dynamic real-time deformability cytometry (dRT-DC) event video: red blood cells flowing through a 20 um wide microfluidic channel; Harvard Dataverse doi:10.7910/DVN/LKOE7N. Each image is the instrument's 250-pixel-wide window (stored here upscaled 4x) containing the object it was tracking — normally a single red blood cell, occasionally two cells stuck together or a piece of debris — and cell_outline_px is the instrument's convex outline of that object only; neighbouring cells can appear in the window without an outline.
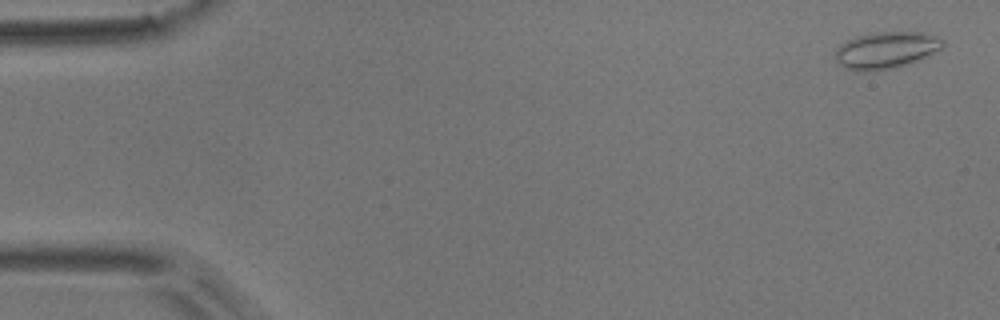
{"species": "common noctule bat (a hibernating species)", "species_latin": "Nyctalus noctula", "temperature_condition": "room temperature", "stored_images_in_passage": 43, "camera_frame_rate_fps": 3000, "um_per_image_px": 0.085, "animal": {"sex": "male", "body_mass_g": 17.9}, "frame": {"image": 1, "passage_image": 2, "time_ms": 0.333, "image_size_px": [1000, 320], "cell_outline_px": [[944, 44], [940, 48], [908, 64], [896, 68], [880, 72], [856, 72], [844, 68], [836, 60], [836, 48], [840, 44], [856, 36], [872, 32], [924, 32], [944, 36]], "centroid_in_image_um": [75.3, 4.27], "position_along_channel_um": 9.7, "area_um2": 23.52}}
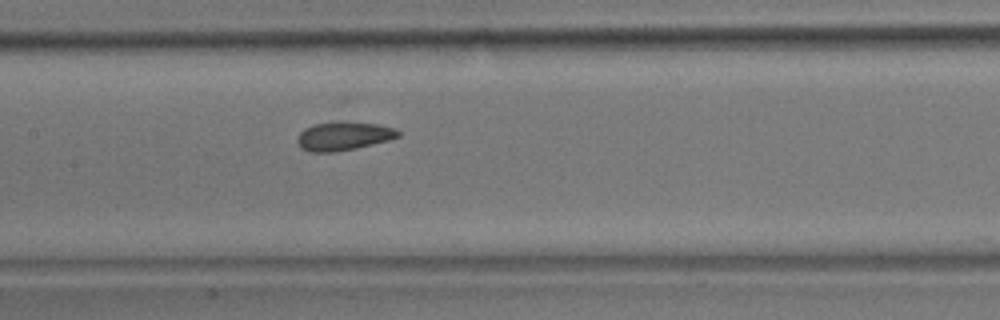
{"frame": {"image": 2, "passage_image": 26, "time_ms": 8.333, "image_size_px": [1000, 320], "cell_outline_px": [[400, 136], [388, 140], [356, 148], [336, 152], [308, 152], [300, 148], [296, 140], [296, 136], [304, 128], [316, 124], [344, 120], [376, 124], [396, 128], [400, 132]], "centroid_in_image_um": [29.17, 11.56], "position_along_channel_um": 178.2, "area_um2": 17.11}}
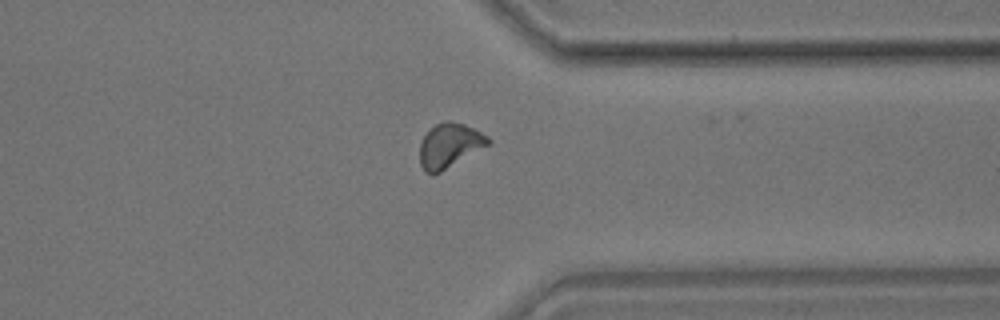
{"frame": {"image": 3, "passage_image": 42, "time_ms": 13.667, "image_size_px": [1000, 320], "cell_outline_px": [[492, 140], [488, 144], [440, 172], [432, 176], [424, 172], [420, 164], [420, 144], [424, 136], [436, 124], [444, 120], [464, 124], [488, 136]], "centroid_in_image_um": [38.17, 12.38], "position_along_channel_um": 373.2, "area_um2": 17.34}}